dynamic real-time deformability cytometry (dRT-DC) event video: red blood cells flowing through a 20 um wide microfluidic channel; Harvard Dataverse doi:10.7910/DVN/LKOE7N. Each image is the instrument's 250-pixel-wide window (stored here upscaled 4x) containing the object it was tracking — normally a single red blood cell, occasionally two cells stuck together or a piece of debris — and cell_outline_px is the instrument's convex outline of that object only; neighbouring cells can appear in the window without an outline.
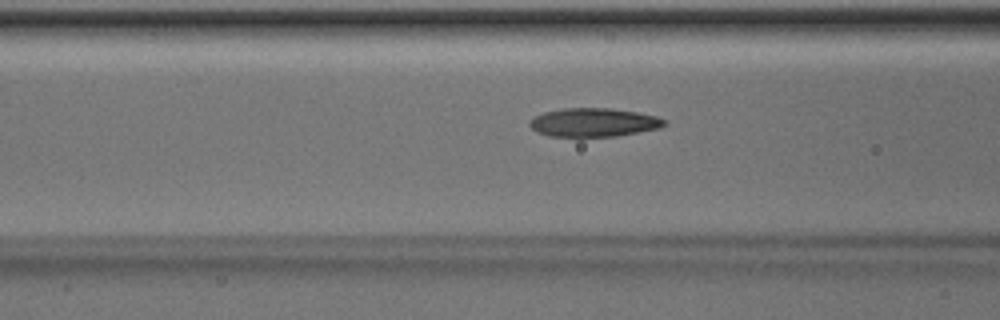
{"species": "Egyptian fruit bat (a non-hibernating species)", "species_latin": "Rousettus aegyptiacus", "temperature_condition": "room temperature", "stored_images_in_passage": 51, "camera_frame_rate_fps": 3000, "um_per_image_px": 0.085, "animal": {"sex": "male"}, "frame": {"image": 1, "passage_image": 20, "time_ms": 6.333, "image_size_px": [1000, 320], "cell_outline_px": [[668, 124], [660, 128], [616, 136], [548, 136], [536, 132], [528, 124], [528, 120], [544, 112], [564, 108], [612, 108], [636, 112], [656, 116], [668, 120]], "centroid_in_image_um": [50.47, 10.4], "position_along_channel_um": 116.1, "area_um2": 22.54}}
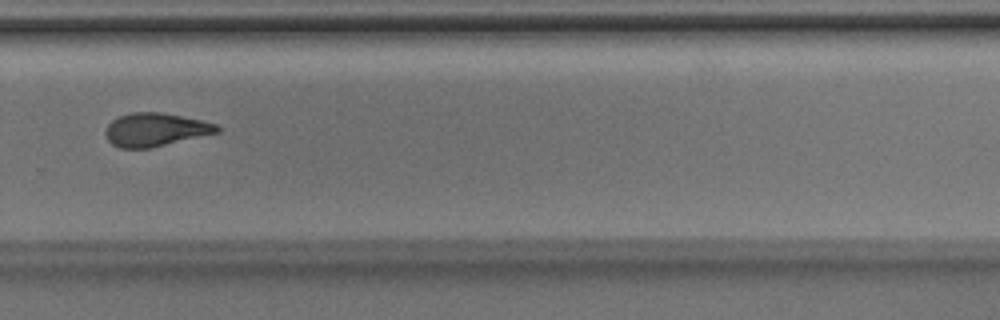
{"frame": {"image": 2, "passage_image": 35, "time_ms": 11.333, "image_size_px": [1000, 320], "cell_outline_px": [[220, 132], [148, 148], [120, 148], [112, 144], [108, 140], [104, 132], [108, 124], [112, 120], [120, 116], [132, 112], [160, 112], [200, 120], [216, 124], [220, 128]], "centroid_in_image_um": [13.18, 11.02], "position_along_channel_um": 316.6, "area_um2": 21.39}}
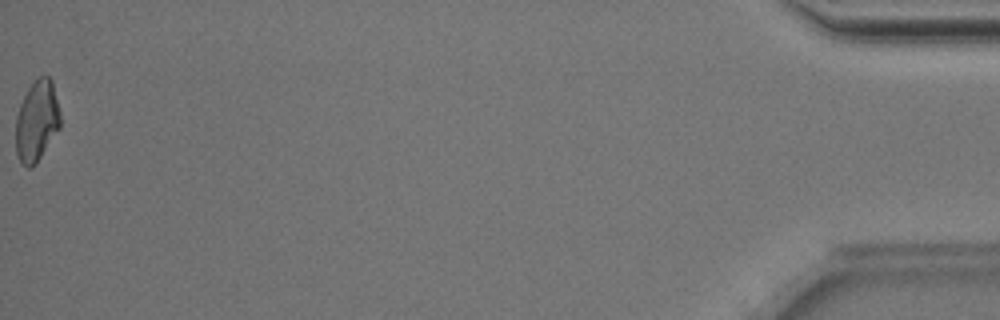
{"frame": {"image": 3, "passage_image": 51, "time_ms": 16.667, "image_size_px": [1000, 320], "cell_outline_px": [[60, 128], [36, 164], [32, 168], [28, 168], [20, 160], [16, 152], [16, 116], [20, 104], [28, 88], [40, 76], [48, 76], [52, 80], [60, 112]], "centroid_in_image_um": [3.14, 10.3], "position_along_channel_um": 432.1, "area_um2": 20.92}, "authors_computed_cell_mechanics": {"area_um2": 21.8484, "velocity_mm_per_s": 4.0167, "shape_relaxation_time_tau1_ms": 5.2578, "shape_relaxation_time_tau2_ms": 2.3656, "deformation_change_tau1": 0.1616, "deformation_change_tau2": 0.0964}}